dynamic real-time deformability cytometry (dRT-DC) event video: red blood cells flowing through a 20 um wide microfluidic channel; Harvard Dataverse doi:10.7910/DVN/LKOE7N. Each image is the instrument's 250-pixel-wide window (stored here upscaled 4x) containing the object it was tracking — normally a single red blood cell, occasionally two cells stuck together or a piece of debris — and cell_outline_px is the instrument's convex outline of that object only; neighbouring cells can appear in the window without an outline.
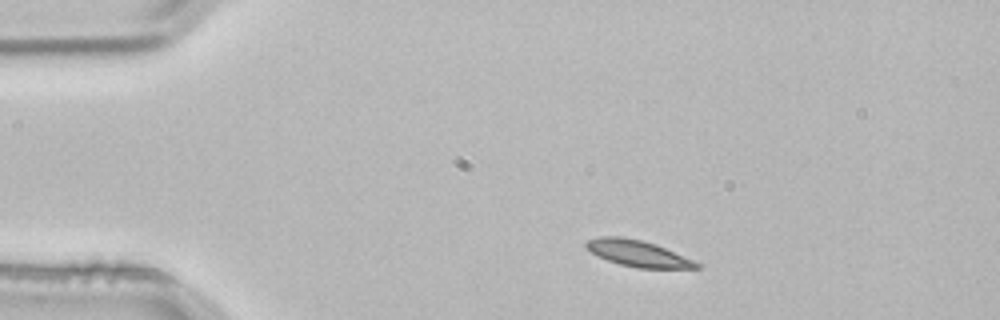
{"species": "common noctule bat (a hibernating species)", "species_latin": "Nyctalus noctula", "temperature_condition": "room temperature", "stored_images_in_passage": 2, "camera_frame_rate_fps": 3000, "um_per_image_px": 0.085, "animal": {"sex": "male", "body_mass_g": 21.5, "forearm_length_mm": 52.0}, "frame": {"image": 1, "passage_image": 1, "time_ms": 0.0, "image_size_px": [1000, 320], "cell_outline_px": [[700, 268], [636, 268], [620, 264], [608, 260], [592, 252], [584, 244], [588, 240], [600, 236], [620, 236], [640, 240], [656, 244], [692, 260], [700, 264]], "centroid_in_image_um": [54.21, 21.54], "position_along_channel_um": 30.8, "area_um2": 16.53}}
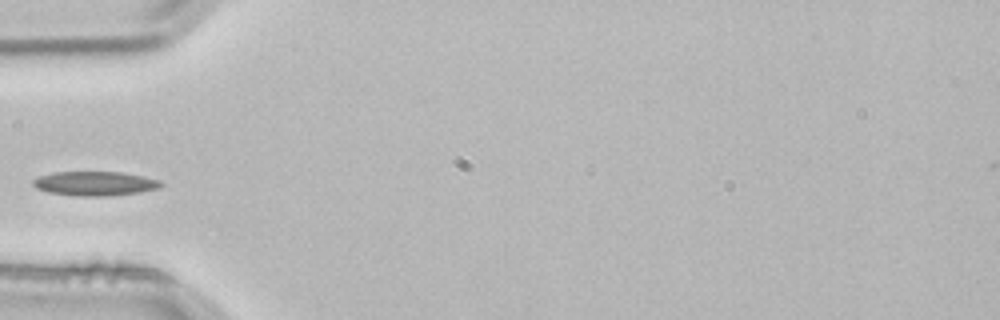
{"frame": {"image": 2, "passage_image": 2, "time_ms": 0.333, "image_size_px": [1000, 320], "cell_outline_px": [[164, 184], [160, 188], [140, 192], [108, 196], [80, 196], [48, 192], [36, 188], [32, 184], [32, 180], [40, 176], [52, 172], [120, 172], [144, 176], [160, 180]], "centroid_in_image_um": [8.09, 15.6], "position_along_channel_um": 76.9, "area_um2": 18.15}}